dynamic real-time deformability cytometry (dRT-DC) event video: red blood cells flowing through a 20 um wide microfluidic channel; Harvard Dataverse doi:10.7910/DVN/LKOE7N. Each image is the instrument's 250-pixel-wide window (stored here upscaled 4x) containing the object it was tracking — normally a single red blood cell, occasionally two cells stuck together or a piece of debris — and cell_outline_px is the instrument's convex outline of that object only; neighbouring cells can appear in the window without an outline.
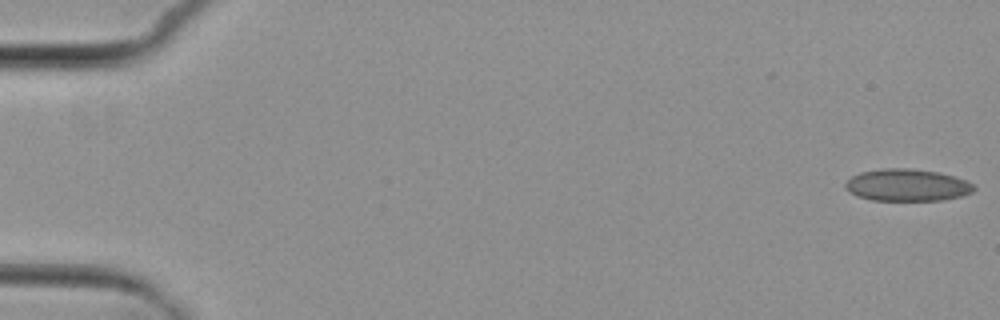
{"species": "common noctule bat (a hibernating species)", "species_latin": "Nyctalus noctula", "temperature_condition": "cold", "stored_images_in_passage": 5, "camera_frame_rate_fps": 3000, "um_per_image_px": 0.085, "animal": {"sex": "female", "body_mass_g": 29.2, "forearm_length_mm": 56.3}, "frame": {"image": 1, "passage_image": 1, "time_ms": 0.0, "image_size_px": [1000, 320], "cell_outline_px": [[976, 188], [972, 192], [964, 196], [944, 200], [872, 200], [856, 196], [844, 188], [844, 184], [852, 176], [860, 172], [880, 168], [912, 168], [940, 172], [964, 180], [972, 184]], "centroid_in_image_um": [77.09, 15.73], "position_along_channel_um": 7.9, "area_um2": 24.22}}
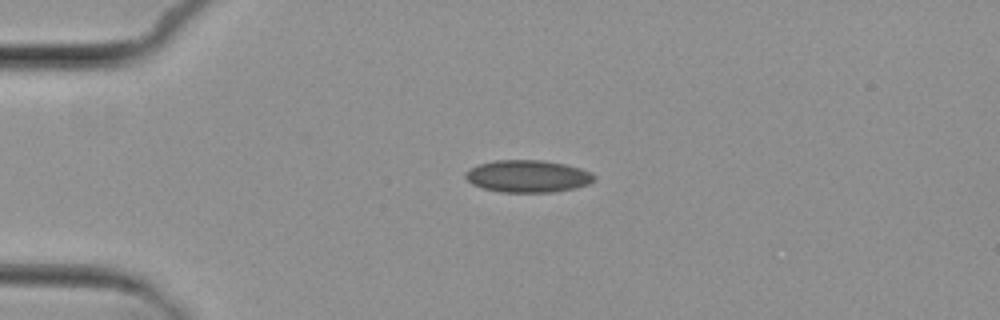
{"frame": {"image": 2, "passage_image": 4, "time_ms": 4.333, "image_size_px": [1000, 320], "cell_outline_px": [[596, 180], [588, 184], [576, 188], [556, 192], [500, 192], [484, 188], [472, 184], [464, 176], [464, 172], [468, 168], [480, 164], [496, 160], [540, 160], [564, 164], [580, 168], [596, 176]], "centroid_in_image_um": [44.85, 14.98], "position_along_channel_um": 40.1, "area_um2": 24.22}}